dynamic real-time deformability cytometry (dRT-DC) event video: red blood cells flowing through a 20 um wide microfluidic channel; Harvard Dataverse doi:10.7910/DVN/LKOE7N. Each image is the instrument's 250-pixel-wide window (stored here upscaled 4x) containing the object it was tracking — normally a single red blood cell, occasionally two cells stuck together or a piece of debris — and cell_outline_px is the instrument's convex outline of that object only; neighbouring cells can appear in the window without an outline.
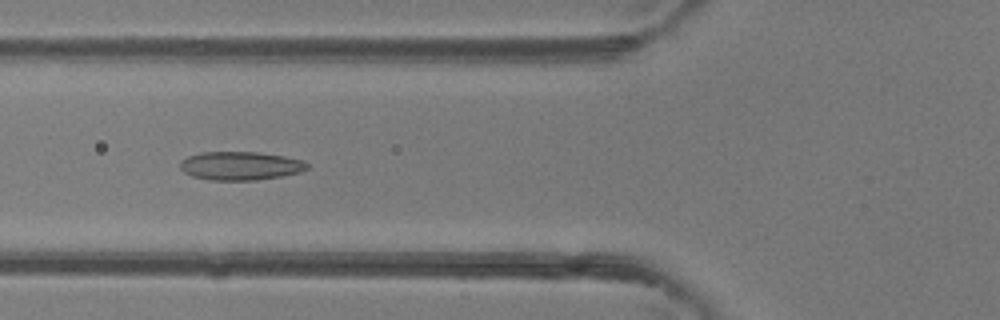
{"species": "common noctule bat (a hibernating species)", "species_latin": "Nyctalus noctula", "temperature_condition": "room temperature", "stored_images_in_passage": 47, "camera_frame_rate_fps": 3000, "um_per_image_px": 0.085, "animal": {"sex": "female"}, "frame": {"image": 1, "passage_image": 18, "time_ms": 5.667, "image_size_px": [1000, 320], "cell_outline_px": [[308, 168], [300, 172], [280, 176], [256, 180], [212, 180], [192, 176], [184, 172], [180, 168], [180, 160], [188, 156], [200, 152], [260, 152], [284, 156], [304, 160], [308, 164]], "centroid_in_image_um": [20.43, 14.08], "position_along_channel_um": 105.4, "area_um2": 21.15}}
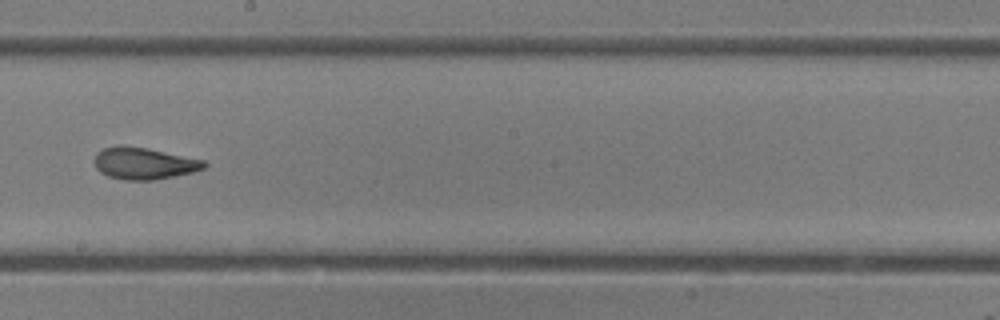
{"frame": {"image": 2, "passage_image": 27, "time_ms": 8.667, "image_size_px": [1000, 320], "cell_outline_px": [[208, 164], [204, 168], [192, 172], [176, 176], [152, 180], [124, 180], [108, 176], [100, 172], [96, 168], [92, 160], [96, 152], [104, 148], [120, 144], [124, 144], [148, 148], [204, 160]], "centroid_in_image_um": [12.19, 13.87], "position_along_channel_um": 236.0, "area_um2": 20.69}}
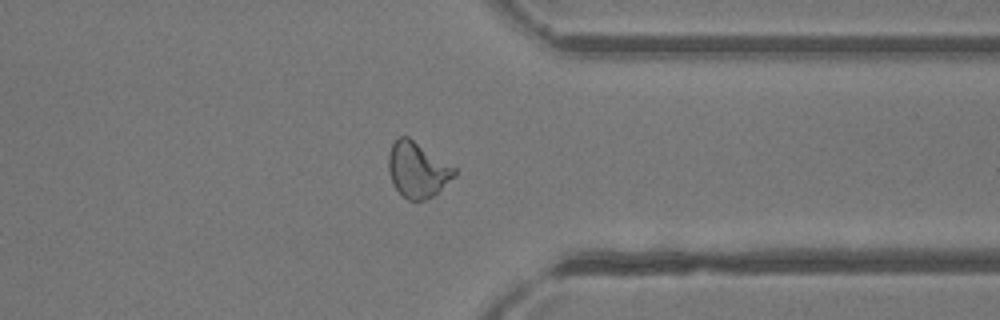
{"frame": {"image": 3, "passage_image": 37, "time_ms": 12.0, "image_size_px": [1000, 320], "cell_outline_px": [[456, 176], [432, 196], [424, 200], [408, 200], [392, 184], [388, 172], [388, 152], [392, 144], [400, 136], [408, 136], [456, 168]], "centroid_in_image_um": [35.47, 14.42], "position_along_channel_um": 375.9, "area_um2": 21.21}, "authors_computed_cell_mechanics": {"area_um2": 21.7328, "velocity_mm_per_s": 4.3389, "shape_relaxation_time_tau1_ms": 11.3497, "shape_relaxation_time_tau2_ms": 1.382, "deformation_change_tau1": 0.2697, "deformation_change_tau2": 0.0875}}